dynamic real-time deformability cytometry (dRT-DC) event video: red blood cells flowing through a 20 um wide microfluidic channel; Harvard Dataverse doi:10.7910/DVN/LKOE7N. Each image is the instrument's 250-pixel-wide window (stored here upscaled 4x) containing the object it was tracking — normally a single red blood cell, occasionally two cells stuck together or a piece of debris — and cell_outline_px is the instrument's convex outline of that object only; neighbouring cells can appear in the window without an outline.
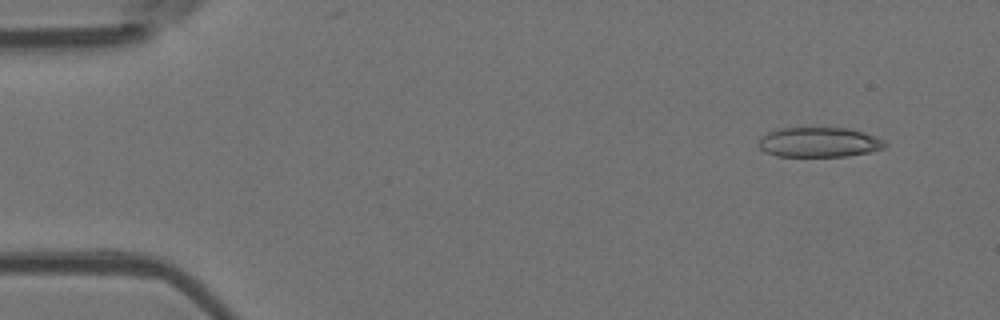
{"species": "Egyptian fruit bat (a non-hibernating species)", "species_latin": "Rousettus aegyptiacus", "temperature_condition": "room temperature", "stored_images_in_passage": 50, "camera_frame_rate_fps": 3000, "um_per_image_px": 0.085, "animal": {"sex": "female"}, "frame": {"image": 1, "passage_image": 1, "time_ms": 0.0, "image_size_px": [1000, 320], "cell_outline_px": [[888, 144], [884, 148], [872, 152], [848, 156], [776, 156], [764, 152], [760, 148], [760, 136], [768, 132], [780, 128], [848, 128], [864, 132], [884, 140]], "centroid_in_image_um": [69.64, 12.09], "position_along_channel_um": 15.4, "area_um2": 22.08}}
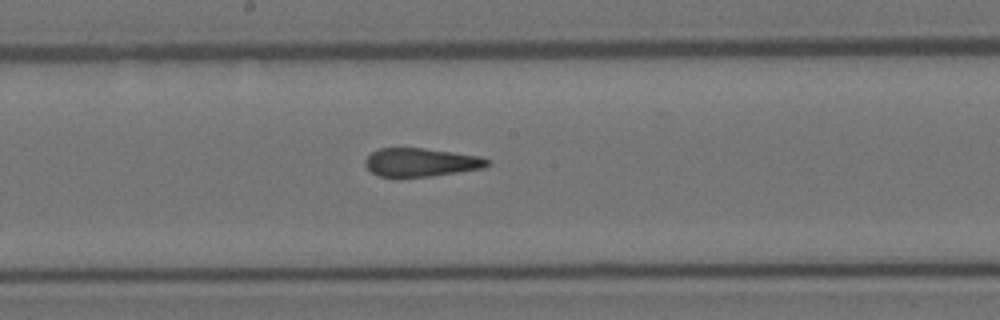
{"frame": {"image": 2, "passage_image": 25, "time_ms": 8.0, "image_size_px": [1000, 320], "cell_outline_px": [[492, 164], [484, 168], [432, 176], [400, 180], [380, 176], [372, 172], [364, 164], [364, 160], [372, 152], [380, 148], [424, 148], [480, 156], [492, 160]], "centroid_in_image_um": [35.78, 13.83], "position_along_channel_um": 212.4, "area_um2": 20.92}}
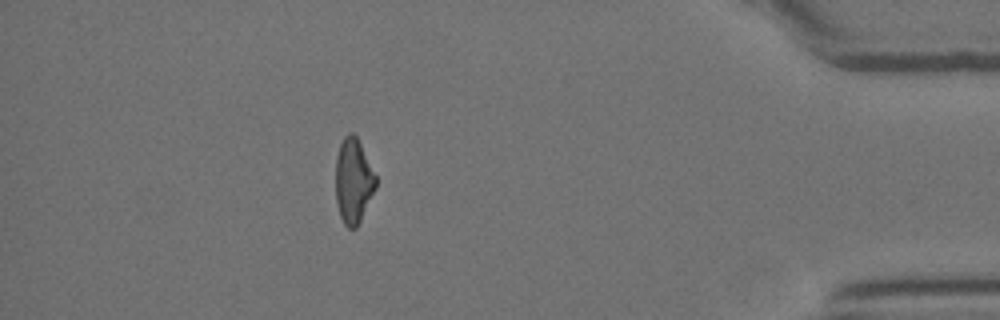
{"frame": {"image": 3, "passage_image": 44, "time_ms": 14.333, "image_size_px": [1000, 320], "cell_outline_px": [[376, 188], [356, 228], [348, 228], [344, 224], [340, 216], [336, 200], [336, 156], [340, 144], [344, 136], [348, 132], [352, 132], [356, 136], [376, 176]], "centroid_in_image_um": [30.02, 15.37], "position_along_channel_um": 405.2, "area_um2": 19.65}, "authors_computed_cell_mechanics": {"area_um2": 21.675, "velocity_mm_per_s": 3.7944, "shape_relaxation_time_tau1_ms": null, "shape_relaxation_time_tau2_ms": 1.8815, "deformation_change_tau1": null, "deformation_change_tau2": 0.1263}}